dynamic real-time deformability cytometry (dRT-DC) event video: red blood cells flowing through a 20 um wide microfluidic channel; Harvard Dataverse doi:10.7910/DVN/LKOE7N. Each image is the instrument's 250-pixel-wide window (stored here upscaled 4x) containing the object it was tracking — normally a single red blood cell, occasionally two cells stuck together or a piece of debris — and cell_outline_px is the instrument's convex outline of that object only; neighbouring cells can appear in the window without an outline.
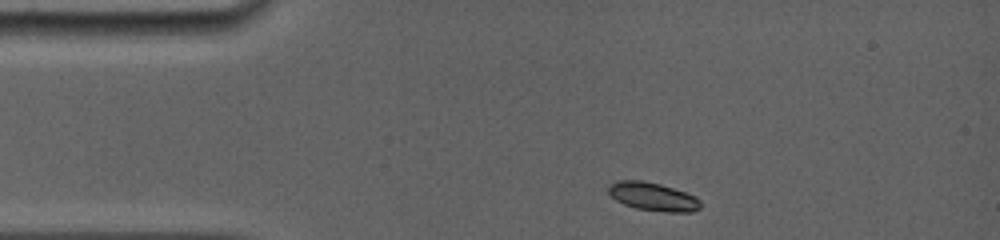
{"species": "common noctule bat (a hibernating species)", "species_latin": "Nyctalus noctula", "temperature_condition": "room temperature", "stored_images_in_passage": 47, "camera_frame_rate_fps": 5000, "um_per_image_px": 0.085, "animal": {"sex": "female", "body_mass_g": 19.0, "forearm_length_mm": 56.7}, "frame": {"image": 1, "passage_image": 1, "time_ms": 0.0, "image_size_px": [1000, 240], "cell_outline_px": [[700, 208], [692, 212], [664, 212], [636, 208], [624, 204], [616, 200], [608, 192], [608, 184], [616, 180], [640, 180], [660, 184], [696, 196], [700, 200]], "centroid_in_image_um": [55.48, 16.71], "position_along_channel_um": 29.5, "area_um2": 15.2}}
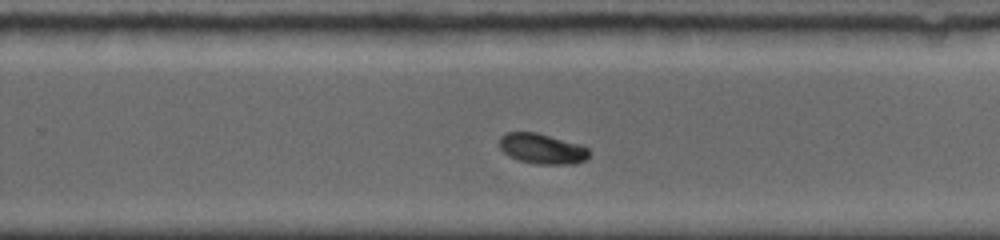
{"frame": {"image": 2, "passage_image": 27, "time_ms": 7.6, "image_size_px": [1000, 240], "cell_outline_px": [[588, 156], [584, 160], [576, 164], [536, 164], [520, 160], [508, 156], [500, 148], [500, 136], [504, 132], [536, 132], [584, 144], [588, 148]], "centroid_in_image_um": [46.09, 12.63], "position_along_channel_um": 283.7, "area_um2": 16.07}}
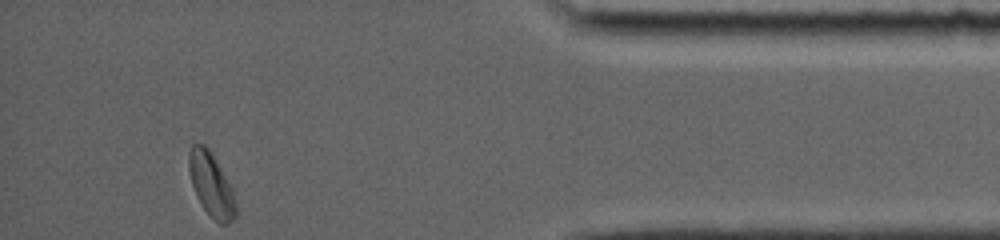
{"frame": {"image": 3, "passage_image": 47, "time_ms": 11.8, "image_size_px": [1000, 240], "cell_outline_px": [[236, 216], [228, 224], [220, 224], [204, 208], [196, 196], [192, 184], [188, 168], [188, 152], [192, 144], [204, 144], [208, 148], [232, 188], [236, 204]], "centroid_in_image_um": [17.94, 15.69], "position_along_channel_um": 417.3, "area_um2": 17.11}, "authors_computed_cell_mechanics": {"area_um2": 16.0684, "velocity_mm_per_s": 3.9226, "shape_relaxation_time_tau1_ms": 2.4275, "shape_relaxation_time_tau2_ms": null, "deformation_change_tau1": 0.1087, "deformation_change_tau2": null}}